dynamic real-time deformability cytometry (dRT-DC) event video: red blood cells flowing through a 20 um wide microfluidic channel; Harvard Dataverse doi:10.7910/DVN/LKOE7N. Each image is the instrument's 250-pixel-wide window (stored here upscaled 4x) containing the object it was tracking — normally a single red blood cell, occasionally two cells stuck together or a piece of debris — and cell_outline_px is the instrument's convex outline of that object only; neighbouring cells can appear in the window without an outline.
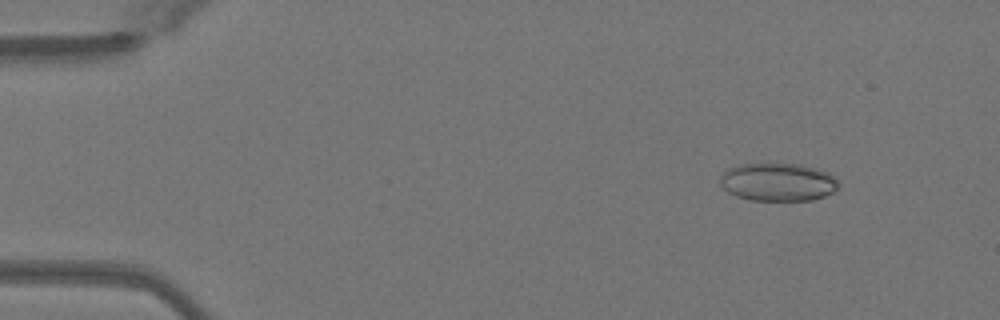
{"species": "Egyptian fruit bat (a non-hibernating species)", "species_latin": "Rousettus aegyptiacus", "temperature_condition": "warm", "stored_images_in_passage": 50, "camera_frame_rate_fps": 3000, "um_per_image_px": 0.085, "animal": {"sex": "female"}, "frame": {"image": 1, "passage_image": 6, "time_ms": 1.667, "image_size_px": [1000, 320], "cell_outline_px": [[840, 184], [832, 192], [824, 196], [812, 200], [752, 200], [736, 196], [728, 192], [720, 184], [720, 176], [728, 168], [740, 164], [800, 164], [816, 168], [828, 172]], "centroid_in_image_um": [66.11, 15.47], "position_along_channel_um": 18.9, "area_um2": 26.13}}
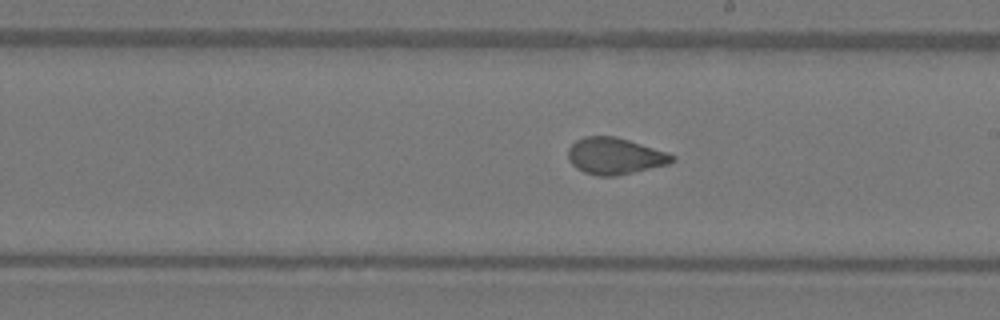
{"frame": {"image": 2, "passage_image": 29, "time_ms": 9.333, "image_size_px": [1000, 320], "cell_outline_px": [[676, 160], [668, 164], [616, 176], [596, 176], [584, 172], [576, 168], [568, 160], [568, 148], [576, 140], [584, 136], [616, 136], [668, 152], [676, 156]], "centroid_in_image_um": [52.26, 13.26], "position_along_channel_um": 236.7, "area_um2": 22.31}}
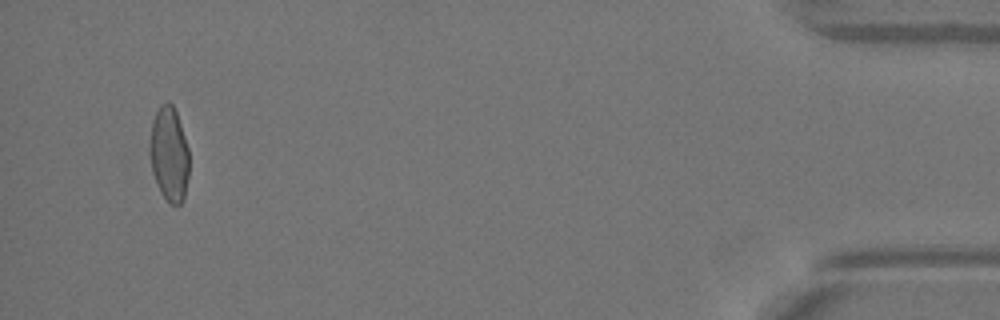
{"frame": {"image": 3, "passage_image": 48, "time_ms": 15.667, "image_size_px": [1000, 320], "cell_outline_px": [[188, 176], [184, 200], [180, 204], [172, 204], [160, 192], [156, 184], [152, 172], [152, 120], [160, 104], [168, 100], [172, 104], [176, 112], [188, 148]], "centroid_in_image_um": [14.4, 13.1], "position_along_channel_um": 420.8, "area_um2": 21.1}, "authors_computed_cell_mechanics": {"area_um2": 22.5998, "velocity_mm_per_s": 4.1028, "shape_relaxation_time_tau1_ms": null, "shape_relaxation_time_tau2_ms": 0.8889, "deformation_change_tau1": null, "deformation_change_tau2": 0.0535}}